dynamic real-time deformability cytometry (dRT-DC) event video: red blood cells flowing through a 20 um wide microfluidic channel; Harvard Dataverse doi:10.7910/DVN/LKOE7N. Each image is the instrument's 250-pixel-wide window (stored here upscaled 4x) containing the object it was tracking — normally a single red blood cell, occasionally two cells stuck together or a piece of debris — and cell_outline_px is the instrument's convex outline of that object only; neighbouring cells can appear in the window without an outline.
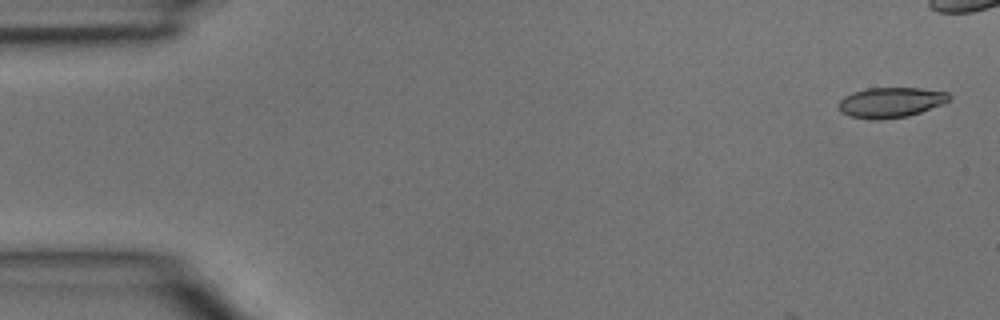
{"species": "common noctule bat (a hibernating species)", "species_latin": "Nyctalus noctula", "temperature_condition": "room temperature", "stored_images_in_passage": 4, "camera_frame_rate_fps": 3000, "um_per_image_px": 0.085, "animal": {"sex": "male", "body_mass_g": 15.6}, "frame": {"image": 1, "passage_image": 1, "time_ms": 0.0, "image_size_px": [1000, 320], "cell_outline_px": [[952, 96], [944, 104], [908, 116], [848, 116], [840, 112], [840, 100], [844, 96], [852, 92], [868, 88], [920, 88], [948, 92]], "centroid_in_image_um": [75.78, 8.64], "position_along_channel_um": 9.2, "area_um2": 18.61}}